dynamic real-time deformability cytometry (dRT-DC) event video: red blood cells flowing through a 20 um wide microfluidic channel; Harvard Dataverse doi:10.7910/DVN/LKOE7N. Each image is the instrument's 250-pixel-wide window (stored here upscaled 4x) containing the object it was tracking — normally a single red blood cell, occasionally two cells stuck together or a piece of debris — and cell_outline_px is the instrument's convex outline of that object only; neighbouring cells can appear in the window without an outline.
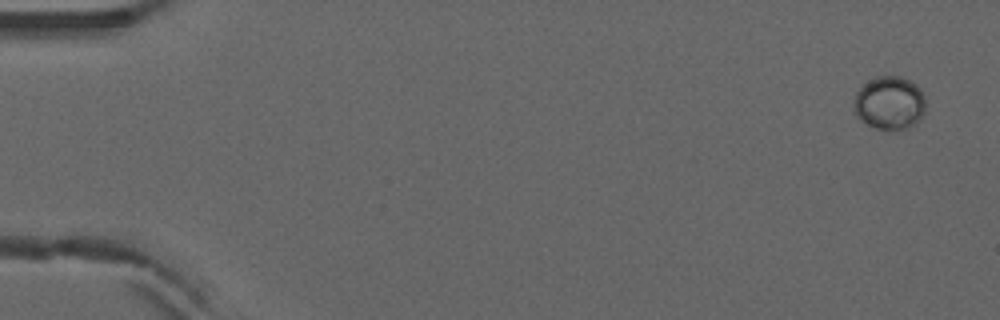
{"species": "common noctule bat (a hibernating species)", "species_latin": "Nyctalus noctula", "temperature_condition": "warm", "stored_images_in_passage": 5, "camera_frame_rate_fps": 3000, "um_per_image_px": 0.085, "animal": {"sex": "male", "forearm_length_mm": 52.5}, "frame": {"image": 1, "passage_image": 1, "time_ms": 0.0, "image_size_px": [1000, 320], "cell_outline_px": [[924, 112], [920, 120], [908, 128], [876, 128], [860, 120], [856, 116], [852, 108], [852, 104], [856, 92], [868, 80], [876, 76], [900, 76], [916, 84], [924, 92]], "centroid_in_image_um": [75.59, 8.72], "position_along_channel_um": 9.4, "area_um2": 22.37}}
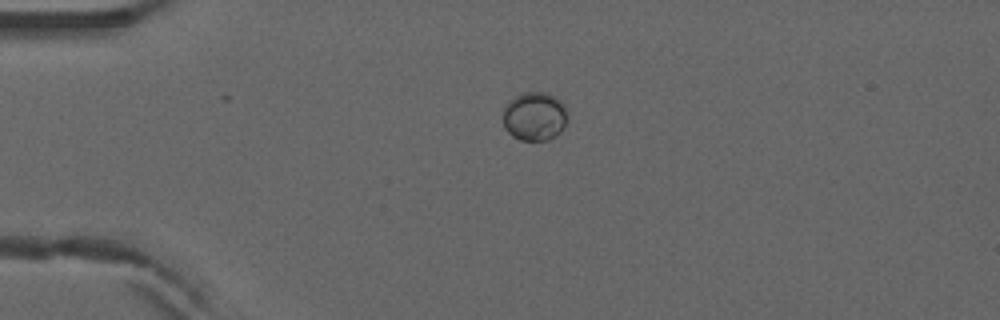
{"frame": {"image": 2, "passage_image": 4, "time_ms": 1.0, "image_size_px": [1000, 320], "cell_outline_px": [[568, 120], [560, 132], [556, 136], [548, 140], [520, 140], [512, 136], [504, 128], [504, 108], [508, 100], [524, 92], [548, 92], [556, 96], [564, 104], [568, 112]], "centroid_in_image_um": [45.47, 9.88], "position_along_channel_um": 39.5, "area_um2": 18.67}}